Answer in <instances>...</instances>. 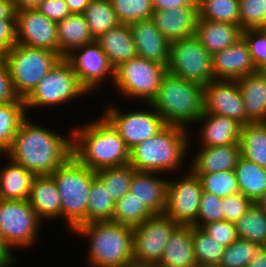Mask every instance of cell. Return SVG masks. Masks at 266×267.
<instances>
[{
	"label": "cell",
	"instance_id": "obj_1",
	"mask_svg": "<svg viewBox=\"0 0 266 267\" xmlns=\"http://www.w3.org/2000/svg\"><path fill=\"white\" fill-rule=\"evenodd\" d=\"M31 123L22 122L5 157L35 175H51L73 154L72 134L65 137Z\"/></svg>",
	"mask_w": 266,
	"mask_h": 267
},
{
	"label": "cell",
	"instance_id": "obj_2",
	"mask_svg": "<svg viewBox=\"0 0 266 267\" xmlns=\"http://www.w3.org/2000/svg\"><path fill=\"white\" fill-rule=\"evenodd\" d=\"M72 153L93 171L129 164L130 150L114 127L103 117L73 130Z\"/></svg>",
	"mask_w": 266,
	"mask_h": 267
},
{
	"label": "cell",
	"instance_id": "obj_3",
	"mask_svg": "<svg viewBox=\"0 0 266 267\" xmlns=\"http://www.w3.org/2000/svg\"><path fill=\"white\" fill-rule=\"evenodd\" d=\"M73 232L89 237L88 261L94 267H133V227L113 221L81 224Z\"/></svg>",
	"mask_w": 266,
	"mask_h": 267
},
{
	"label": "cell",
	"instance_id": "obj_4",
	"mask_svg": "<svg viewBox=\"0 0 266 267\" xmlns=\"http://www.w3.org/2000/svg\"><path fill=\"white\" fill-rule=\"evenodd\" d=\"M147 105L154 108L167 125L185 128L191 122H197L205 112L204 86L167 71L162 77L156 96Z\"/></svg>",
	"mask_w": 266,
	"mask_h": 267
},
{
	"label": "cell",
	"instance_id": "obj_5",
	"mask_svg": "<svg viewBox=\"0 0 266 267\" xmlns=\"http://www.w3.org/2000/svg\"><path fill=\"white\" fill-rule=\"evenodd\" d=\"M184 127L167 125L155 136L130 150L129 164L136 171L175 172L188 151L189 137ZM188 138V139H187Z\"/></svg>",
	"mask_w": 266,
	"mask_h": 267
},
{
	"label": "cell",
	"instance_id": "obj_6",
	"mask_svg": "<svg viewBox=\"0 0 266 267\" xmlns=\"http://www.w3.org/2000/svg\"><path fill=\"white\" fill-rule=\"evenodd\" d=\"M51 176L61 200V218L74 231L87 223L88 194L96 171L82 164L73 154Z\"/></svg>",
	"mask_w": 266,
	"mask_h": 267
},
{
	"label": "cell",
	"instance_id": "obj_7",
	"mask_svg": "<svg viewBox=\"0 0 266 267\" xmlns=\"http://www.w3.org/2000/svg\"><path fill=\"white\" fill-rule=\"evenodd\" d=\"M3 58L9 69L14 93L18 98L25 99L61 57L47 49L17 43Z\"/></svg>",
	"mask_w": 266,
	"mask_h": 267
},
{
	"label": "cell",
	"instance_id": "obj_8",
	"mask_svg": "<svg viewBox=\"0 0 266 267\" xmlns=\"http://www.w3.org/2000/svg\"><path fill=\"white\" fill-rule=\"evenodd\" d=\"M87 92L70 62L62 57L24 99V103L26 108L62 105Z\"/></svg>",
	"mask_w": 266,
	"mask_h": 267
},
{
	"label": "cell",
	"instance_id": "obj_9",
	"mask_svg": "<svg viewBox=\"0 0 266 267\" xmlns=\"http://www.w3.org/2000/svg\"><path fill=\"white\" fill-rule=\"evenodd\" d=\"M166 72L164 65L137 56L114 69L112 84L114 83L121 95L150 103Z\"/></svg>",
	"mask_w": 266,
	"mask_h": 267
},
{
	"label": "cell",
	"instance_id": "obj_10",
	"mask_svg": "<svg viewBox=\"0 0 266 267\" xmlns=\"http://www.w3.org/2000/svg\"><path fill=\"white\" fill-rule=\"evenodd\" d=\"M167 71L202 86L214 80L212 55L195 35L170 43Z\"/></svg>",
	"mask_w": 266,
	"mask_h": 267
},
{
	"label": "cell",
	"instance_id": "obj_11",
	"mask_svg": "<svg viewBox=\"0 0 266 267\" xmlns=\"http://www.w3.org/2000/svg\"><path fill=\"white\" fill-rule=\"evenodd\" d=\"M40 222L28 199H0V233L10 249L32 246L39 236Z\"/></svg>",
	"mask_w": 266,
	"mask_h": 267
},
{
	"label": "cell",
	"instance_id": "obj_12",
	"mask_svg": "<svg viewBox=\"0 0 266 267\" xmlns=\"http://www.w3.org/2000/svg\"><path fill=\"white\" fill-rule=\"evenodd\" d=\"M179 226L171 218L154 215L133 227V256L135 267H155L162 258L165 246Z\"/></svg>",
	"mask_w": 266,
	"mask_h": 267
},
{
	"label": "cell",
	"instance_id": "obj_13",
	"mask_svg": "<svg viewBox=\"0 0 266 267\" xmlns=\"http://www.w3.org/2000/svg\"><path fill=\"white\" fill-rule=\"evenodd\" d=\"M153 108L151 111H132L122 113L119 108L112 105L103 113V117L114 127L126 146L131 150L134 146L155 136L167 124L162 116Z\"/></svg>",
	"mask_w": 266,
	"mask_h": 267
},
{
	"label": "cell",
	"instance_id": "obj_14",
	"mask_svg": "<svg viewBox=\"0 0 266 267\" xmlns=\"http://www.w3.org/2000/svg\"><path fill=\"white\" fill-rule=\"evenodd\" d=\"M181 179L168 181L164 215L179 225L196 222L203 192L200 178L191 170Z\"/></svg>",
	"mask_w": 266,
	"mask_h": 267
},
{
	"label": "cell",
	"instance_id": "obj_15",
	"mask_svg": "<svg viewBox=\"0 0 266 267\" xmlns=\"http://www.w3.org/2000/svg\"><path fill=\"white\" fill-rule=\"evenodd\" d=\"M16 38L18 44L47 49L59 55L57 23L37 8L17 10Z\"/></svg>",
	"mask_w": 266,
	"mask_h": 267
},
{
	"label": "cell",
	"instance_id": "obj_16",
	"mask_svg": "<svg viewBox=\"0 0 266 267\" xmlns=\"http://www.w3.org/2000/svg\"><path fill=\"white\" fill-rule=\"evenodd\" d=\"M65 58L88 93L94 91L107 75L111 76V81L114 80V68L96 41L73 50Z\"/></svg>",
	"mask_w": 266,
	"mask_h": 267
},
{
	"label": "cell",
	"instance_id": "obj_17",
	"mask_svg": "<svg viewBox=\"0 0 266 267\" xmlns=\"http://www.w3.org/2000/svg\"><path fill=\"white\" fill-rule=\"evenodd\" d=\"M204 110L234 119L242 126L252 121L246 116L237 81L212 80L204 86Z\"/></svg>",
	"mask_w": 266,
	"mask_h": 267
},
{
	"label": "cell",
	"instance_id": "obj_18",
	"mask_svg": "<svg viewBox=\"0 0 266 267\" xmlns=\"http://www.w3.org/2000/svg\"><path fill=\"white\" fill-rule=\"evenodd\" d=\"M256 72H258V69L243 37L226 49L212 55L214 80L237 81Z\"/></svg>",
	"mask_w": 266,
	"mask_h": 267
},
{
	"label": "cell",
	"instance_id": "obj_19",
	"mask_svg": "<svg viewBox=\"0 0 266 267\" xmlns=\"http://www.w3.org/2000/svg\"><path fill=\"white\" fill-rule=\"evenodd\" d=\"M199 18L198 5L154 10L156 28L171 43L195 35Z\"/></svg>",
	"mask_w": 266,
	"mask_h": 267
},
{
	"label": "cell",
	"instance_id": "obj_20",
	"mask_svg": "<svg viewBox=\"0 0 266 267\" xmlns=\"http://www.w3.org/2000/svg\"><path fill=\"white\" fill-rule=\"evenodd\" d=\"M137 56L164 65L169 62L170 42L156 28L152 18L129 24Z\"/></svg>",
	"mask_w": 266,
	"mask_h": 267
},
{
	"label": "cell",
	"instance_id": "obj_21",
	"mask_svg": "<svg viewBox=\"0 0 266 267\" xmlns=\"http://www.w3.org/2000/svg\"><path fill=\"white\" fill-rule=\"evenodd\" d=\"M158 172L135 171L131 178L129 192L144 202L154 215H163L166 209L169 180L161 179Z\"/></svg>",
	"mask_w": 266,
	"mask_h": 267
},
{
	"label": "cell",
	"instance_id": "obj_22",
	"mask_svg": "<svg viewBox=\"0 0 266 267\" xmlns=\"http://www.w3.org/2000/svg\"><path fill=\"white\" fill-rule=\"evenodd\" d=\"M197 122L203 123L200 131L202 147L239 143L242 125L234 119L204 112Z\"/></svg>",
	"mask_w": 266,
	"mask_h": 267
},
{
	"label": "cell",
	"instance_id": "obj_23",
	"mask_svg": "<svg viewBox=\"0 0 266 267\" xmlns=\"http://www.w3.org/2000/svg\"><path fill=\"white\" fill-rule=\"evenodd\" d=\"M28 201L42 221L61 218L60 195L51 175H36L34 177Z\"/></svg>",
	"mask_w": 266,
	"mask_h": 267
},
{
	"label": "cell",
	"instance_id": "obj_24",
	"mask_svg": "<svg viewBox=\"0 0 266 267\" xmlns=\"http://www.w3.org/2000/svg\"><path fill=\"white\" fill-rule=\"evenodd\" d=\"M95 41L107 55L109 63L115 69L134 57H137L136 47L128 24H118L101 34Z\"/></svg>",
	"mask_w": 266,
	"mask_h": 267
},
{
	"label": "cell",
	"instance_id": "obj_25",
	"mask_svg": "<svg viewBox=\"0 0 266 267\" xmlns=\"http://www.w3.org/2000/svg\"><path fill=\"white\" fill-rule=\"evenodd\" d=\"M155 267H198L194 255L192 225H179L171 234Z\"/></svg>",
	"mask_w": 266,
	"mask_h": 267
},
{
	"label": "cell",
	"instance_id": "obj_26",
	"mask_svg": "<svg viewBox=\"0 0 266 267\" xmlns=\"http://www.w3.org/2000/svg\"><path fill=\"white\" fill-rule=\"evenodd\" d=\"M191 163L193 173H216L234 170L241 157L239 143L215 147H201Z\"/></svg>",
	"mask_w": 266,
	"mask_h": 267
},
{
	"label": "cell",
	"instance_id": "obj_27",
	"mask_svg": "<svg viewBox=\"0 0 266 267\" xmlns=\"http://www.w3.org/2000/svg\"><path fill=\"white\" fill-rule=\"evenodd\" d=\"M195 36L211 54L220 52L242 37L239 25L198 18Z\"/></svg>",
	"mask_w": 266,
	"mask_h": 267
},
{
	"label": "cell",
	"instance_id": "obj_28",
	"mask_svg": "<svg viewBox=\"0 0 266 267\" xmlns=\"http://www.w3.org/2000/svg\"><path fill=\"white\" fill-rule=\"evenodd\" d=\"M59 56L66 57L73 50L95 41L82 13H72L57 22Z\"/></svg>",
	"mask_w": 266,
	"mask_h": 267
},
{
	"label": "cell",
	"instance_id": "obj_29",
	"mask_svg": "<svg viewBox=\"0 0 266 267\" xmlns=\"http://www.w3.org/2000/svg\"><path fill=\"white\" fill-rule=\"evenodd\" d=\"M237 84L246 116L252 122H266V79L256 72L240 78Z\"/></svg>",
	"mask_w": 266,
	"mask_h": 267
},
{
	"label": "cell",
	"instance_id": "obj_30",
	"mask_svg": "<svg viewBox=\"0 0 266 267\" xmlns=\"http://www.w3.org/2000/svg\"><path fill=\"white\" fill-rule=\"evenodd\" d=\"M10 161L7 166L0 169V199H28L31 184L36 175L24 166Z\"/></svg>",
	"mask_w": 266,
	"mask_h": 267
},
{
	"label": "cell",
	"instance_id": "obj_31",
	"mask_svg": "<svg viewBox=\"0 0 266 267\" xmlns=\"http://www.w3.org/2000/svg\"><path fill=\"white\" fill-rule=\"evenodd\" d=\"M241 156L266 169V122H251L241 127Z\"/></svg>",
	"mask_w": 266,
	"mask_h": 267
},
{
	"label": "cell",
	"instance_id": "obj_32",
	"mask_svg": "<svg viewBox=\"0 0 266 267\" xmlns=\"http://www.w3.org/2000/svg\"><path fill=\"white\" fill-rule=\"evenodd\" d=\"M26 111L22 98L0 104V155L5 156L11 148L16 132L27 117Z\"/></svg>",
	"mask_w": 266,
	"mask_h": 267
},
{
	"label": "cell",
	"instance_id": "obj_33",
	"mask_svg": "<svg viewBox=\"0 0 266 267\" xmlns=\"http://www.w3.org/2000/svg\"><path fill=\"white\" fill-rule=\"evenodd\" d=\"M234 171L239 192L255 203L266 189V169L241 156Z\"/></svg>",
	"mask_w": 266,
	"mask_h": 267
},
{
	"label": "cell",
	"instance_id": "obj_34",
	"mask_svg": "<svg viewBox=\"0 0 266 267\" xmlns=\"http://www.w3.org/2000/svg\"><path fill=\"white\" fill-rule=\"evenodd\" d=\"M87 223L113 221L115 201L107 190V184L96 175L88 194Z\"/></svg>",
	"mask_w": 266,
	"mask_h": 267
},
{
	"label": "cell",
	"instance_id": "obj_35",
	"mask_svg": "<svg viewBox=\"0 0 266 267\" xmlns=\"http://www.w3.org/2000/svg\"><path fill=\"white\" fill-rule=\"evenodd\" d=\"M235 228L239 238L266 247V211L256 203L253 202L240 217Z\"/></svg>",
	"mask_w": 266,
	"mask_h": 267
},
{
	"label": "cell",
	"instance_id": "obj_36",
	"mask_svg": "<svg viewBox=\"0 0 266 267\" xmlns=\"http://www.w3.org/2000/svg\"><path fill=\"white\" fill-rule=\"evenodd\" d=\"M82 14L94 39L120 24L109 0H92Z\"/></svg>",
	"mask_w": 266,
	"mask_h": 267
},
{
	"label": "cell",
	"instance_id": "obj_37",
	"mask_svg": "<svg viewBox=\"0 0 266 267\" xmlns=\"http://www.w3.org/2000/svg\"><path fill=\"white\" fill-rule=\"evenodd\" d=\"M194 255L198 267H219L225 246L212 239L200 228L192 225Z\"/></svg>",
	"mask_w": 266,
	"mask_h": 267
},
{
	"label": "cell",
	"instance_id": "obj_38",
	"mask_svg": "<svg viewBox=\"0 0 266 267\" xmlns=\"http://www.w3.org/2000/svg\"><path fill=\"white\" fill-rule=\"evenodd\" d=\"M153 216L144 202H140L130 192L115 202L113 222L134 227Z\"/></svg>",
	"mask_w": 266,
	"mask_h": 267
},
{
	"label": "cell",
	"instance_id": "obj_39",
	"mask_svg": "<svg viewBox=\"0 0 266 267\" xmlns=\"http://www.w3.org/2000/svg\"><path fill=\"white\" fill-rule=\"evenodd\" d=\"M199 18L239 25V0H198Z\"/></svg>",
	"mask_w": 266,
	"mask_h": 267
},
{
	"label": "cell",
	"instance_id": "obj_40",
	"mask_svg": "<svg viewBox=\"0 0 266 267\" xmlns=\"http://www.w3.org/2000/svg\"><path fill=\"white\" fill-rule=\"evenodd\" d=\"M136 169L131 164L103 168L96 175L107 184V190L116 202L129 192L131 178Z\"/></svg>",
	"mask_w": 266,
	"mask_h": 267
},
{
	"label": "cell",
	"instance_id": "obj_41",
	"mask_svg": "<svg viewBox=\"0 0 266 267\" xmlns=\"http://www.w3.org/2000/svg\"><path fill=\"white\" fill-rule=\"evenodd\" d=\"M200 178L202 189L220 198L239 192L238 182L234 170L216 173H194Z\"/></svg>",
	"mask_w": 266,
	"mask_h": 267
},
{
	"label": "cell",
	"instance_id": "obj_42",
	"mask_svg": "<svg viewBox=\"0 0 266 267\" xmlns=\"http://www.w3.org/2000/svg\"><path fill=\"white\" fill-rule=\"evenodd\" d=\"M116 17L122 24H131L139 20L150 19L154 8L152 0H109Z\"/></svg>",
	"mask_w": 266,
	"mask_h": 267
},
{
	"label": "cell",
	"instance_id": "obj_43",
	"mask_svg": "<svg viewBox=\"0 0 266 267\" xmlns=\"http://www.w3.org/2000/svg\"><path fill=\"white\" fill-rule=\"evenodd\" d=\"M263 246L238 238L225 248L219 267H247Z\"/></svg>",
	"mask_w": 266,
	"mask_h": 267
},
{
	"label": "cell",
	"instance_id": "obj_44",
	"mask_svg": "<svg viewBox=\"0 0 266 267\" xmlns=\"http://www.w3.org/2000/svg\"><path fill=\"white\" fill-rule=\"evenodd\" d=\"M239 26L242 31L265 29L262 0H239Z\"/></svg>",
	"mask_w": 266,
	"mask_h": 267
},
{
	"label": "cell",
	"instance_id": "obj_45",
	"mask_svg": "<svg viewBox=\"0 0 266 267\" xmlns=\"http://www.w3.org/2000/svg\"><path fill=\"white\" fill-rule=\"evenodd\" d=\"M223 220L222 198L203 191L201 194L198 216L193 226L201 228L203 225Z\"/></svg>",
	"mask_w": 266,
	"mask_h": 267
},
{
	"label": "cell",
	"instance_id": "obj_46",
	"mask_svg": "<svg viewBox=\"0 0 266 267\" xmlns=\"http://www.w3.org/2000/svg\"><path fill=\"white\" fill-rule=\"evenodd\" d=\"M242 37L247 42L253 62L258 69L266 63V29L244 30Z\"/></svg>",
	"mask_w": 266,
	"mask_h": 267
},
{
	"label": "cell",
	"instance_id": "obj_47",
	"mask_svg": "<svg viewBox=\"0 0 266 267\" xmlns=\"http://www.w3.org/2000/svg\"><path fill=\"white\" fill-rule=\"evenodd\" d=\"M252 203L253 202L241 192L222 198L224 220L235 224Z\"/></svg>",
	"mask_w": 266,
	"mask_h": 267
},
{
	"label": "cell",
	"instance_id": "obj_48",
	"mask_svg": "<svg viewBox=\"0 0 266 267\" xmlns=\"http://www.w3.org/2000/svg\"><path fill=\"white\" fill-rule=\"evenodd\" d=\"M200 229L225 247L239 238L235 224L225 220L203 225Z\"/></svg>",
	"mask_w": 266,
	"mask_h": 267
},
{
	"label": "cell",
	"instance_id": "obj_49",
	"mask_svg": "<svg viewBox=\"0 0 266 267\" xmlns=\"http://www.w3.org/2000/svg\"><path fill=\"white\" fill-rule=\"evenodd\" d=\"M36 8L56 23L72 14L65 0H42Z\"/></svg>",
	"mask_w": 266,
	"mask_h": 267
},
{
	"label": "cell",
	"instance_id": "obj_50",
	"mask_svg": "<svg viewBox=\"0 0 266 267\" xmlns=\"http://www.w3.org/2000/svg\"><path fill=\"white\" fill-rule=\"evenodd\" d=\"M16 44V19L0 18V53L4 56Z\"/></svg>",
	"mask_w": 266,
	"mask_h": 267
},
{
	"label": "cell",
	"instance_id": "obj_51",
	"mask_svg": "<svg viewBox=\"0 0 266 267\" xmlns=\"http://www.w3.org/2000/svg\"><path fill=\"white\" fill-rule=\"evenodd\" d=\"M17 98L12 87L8 66L2 58L0 60V104L12 102Z\"/></svg>",
	"mask_w": 266,
	"mask_h": 267
},
{
	"label": "cell",
	"instance_id": "obj_52",
	"mask_svg": "<svg viewBox=\"0 0 266 267\" xmlns=\"http://www.w3.org/2000/svg\"><path fill=\"white\" fill-rule=\"evenodd\" d=\"M198 0H152L154 10H166L176 7L198 5Z\"/></svg>",
	"mask_w": 266,
	"mask_h": 267
},
{
	"label": "cell",
	"instance_id": "obj_53",
	"mask_svg": "<svg viewBox=\"0 0 266 267\" xmlns=\"http://www.w3.org/2000/svg\"><path fill=\"white\" fill-rule=\"evenodd\" d=\"M10 247L5 243L0 233V267H10L15 262Z\"/></svg>",
	"mask_w": 266,
	"mask_h": 267
},
{
	"label": "cell",
	"instance_id": "obj_54",
	"mask_svg": "<svg viewBox=\"0 0 266 267\" xmlns=\"http://www.w3.org/2000/svg\"><path fill=\"white\" fill-rule=\"evenodd\" d=\"M16 7L13 0H0V18L16 19Z\"/></svg>",
	"mask_w": 266,
	"mask_h": 267
},
{
	"label": "cell",
	"instance_id": "obj_55",
	"mask_svg": "<svg viewBox=\"0 0 266 267\" xmlns=\"http://www.w3.org/2000/svg\"><path fill=\"white\" fill-rule=\"evenodd\" d=\"M92 0H65L71 13H83Z\"/></svg>",
	"mask_w": 266,
	"mask_h": 267
},
{
	"label": "cell",
	"instance_id": "obj_56",
	"mask_svg": "<svg viewBox=\"0 0 266 267\" xmlns=\"http://www.w3.org/2000/svg\"><path fill=\"white\" fill-rule=\"evenodd\" d=\"M247 267H266V247H262L258 254L251 259Z\"/></svg>",
	"mask_w": 266,
	"mask_h": 267
},
{
	"label": "cell",
	"instance_id": "obj_57",
	"mask_svg": "<svg viewBox=\"0 0 266 267\" xmlns=\"http://www.w3.org/2000/svg\"><path fill=\"white\" fill-rule=\"evenodd\" d=\"M16 10L36 8L42 0H13Z\"/></svg>",
	"mask_w": 266,
	"mask_h": 267
},
{
	"label": "cell",
	"instance_id": "obj_58",
	"mask_svg": "<svg viewBox=\"0 0 266 267\" xmlns=\"http://www.w3.org/2000/svg\"><path fill=\"white\" fill-rule=\"evenodd\" d=\"M261 209L266 211V189L255 202Z\"/></svg>",
	"mask_w": 266,
	"mask_h": 267
},
{
	"label": "cell",
	"instance_id": "obj_59",
	"mask_svg": "<svg viewBox=\"0 0 266 267\" xmlns=\"http://www.w3.org/2000/svg\"><path fill=\"white\" fill-rule=\"evenodd\" d=\"M258 73H260L266 79V63L258 68Z\"/></svg>",
	"mask_w": 266,
	"mask_h": 267
},
{
	"label": "cell",
	"instance_id": "obj_60",
	"mask_svg": "<svg viewBox=\"0 0 266 267\" xmlns=\"http://www.w3.org/2000/svg\"><path fill=\"white\" fill-rule=\"evenodd\" d=\"M263 12L265 13V29H266V0H262Z\"/></svg>",
	"mask_w": 266,
	"mask_h": 267
}]
</instances>
